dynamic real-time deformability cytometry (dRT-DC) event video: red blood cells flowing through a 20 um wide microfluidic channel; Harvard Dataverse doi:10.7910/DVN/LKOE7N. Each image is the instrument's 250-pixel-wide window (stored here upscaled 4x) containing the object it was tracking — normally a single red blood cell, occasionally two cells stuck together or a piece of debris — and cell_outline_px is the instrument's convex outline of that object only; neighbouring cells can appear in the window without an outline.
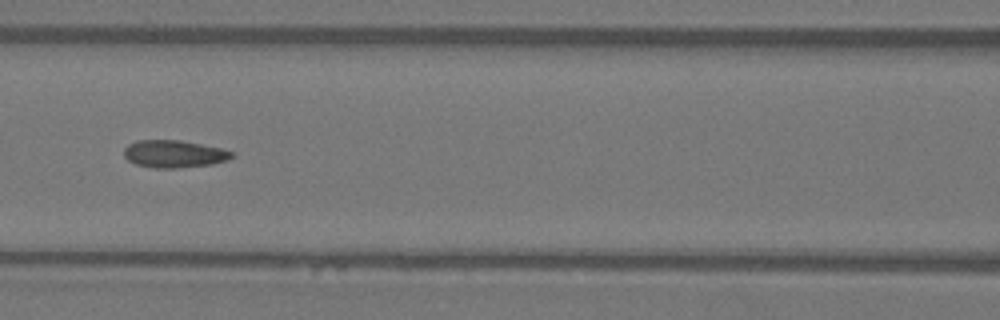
{"species": "Egyptian fruit bat (a non-hibernating species)", "species_latin": "Rousettus aegyptiacus", "temperature_condition": "warm", "stored_images_in_passage": 50, "segment_of_instrument_passage": [2, 2], "camera_frame_rate_fps": 3000, "um_per_image_px": 0.085, "animal": {"sex": "female"}, "frame": {"image": 1, "passage_image": 23, "time_ms": 7.333, "image_size_px": [1000, 320], "cell_outline_px": [[236, 156], [228, 160], [212, 164], [176, 168], [152, 168], [136, 164], [128, 160], [124, 156], [124, 148], [128, 144], [136, 140], [180, 140], [220, 148], [232, 152]], "centroid_in_image_um": [14.78, 13.08], "position_along_channel_um": 151.8, "area_um2": 17.28}}
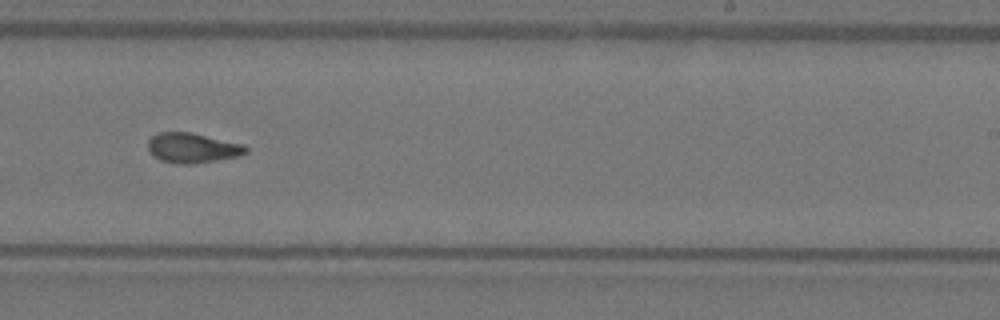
{"frame": {"image": 2, "passage_image": 32, "time_ms": 10.333, "image_size_px": [1000, 320], "cell_outline_px": [[248, 152], [240, 156], [216, 160], [188, 164], [176, 164], [160, 160], [148, 148], [148, 140], [156, 132], [192, 132], [244, 144], [248, 148]], "centroid_in_image_um": [16.39, 12.56], "position_along_channel_um": 272.6, "area_um2": 17.11}}
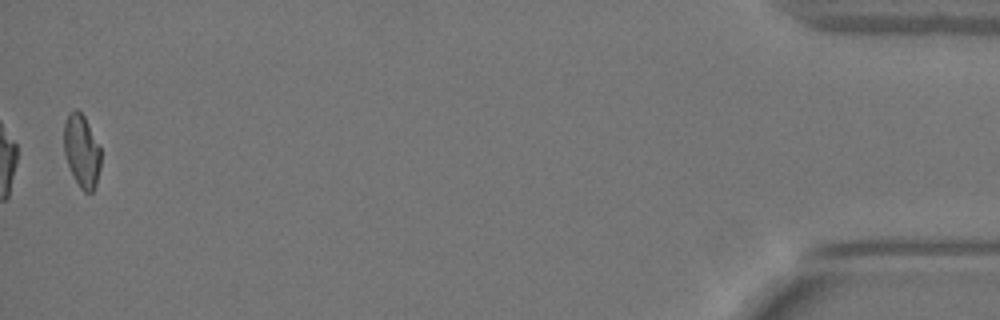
{"frame": {"image": 3, "passage_image": 50, "time_ms": 16.333, "image_size_px": [1000, 320], "cell_outline_px": [[100, 168], [96, 184], [92, 192], [84, 192], [80, 188], [68, 164], [64, 152], [64, 124], [68, 112], [76, 108], [84, 116], [100, 148]], "centroid_in_image_um": [6.93, 12.81], "position_along_channel_um": 428.3, "area_um2": 15.43}}